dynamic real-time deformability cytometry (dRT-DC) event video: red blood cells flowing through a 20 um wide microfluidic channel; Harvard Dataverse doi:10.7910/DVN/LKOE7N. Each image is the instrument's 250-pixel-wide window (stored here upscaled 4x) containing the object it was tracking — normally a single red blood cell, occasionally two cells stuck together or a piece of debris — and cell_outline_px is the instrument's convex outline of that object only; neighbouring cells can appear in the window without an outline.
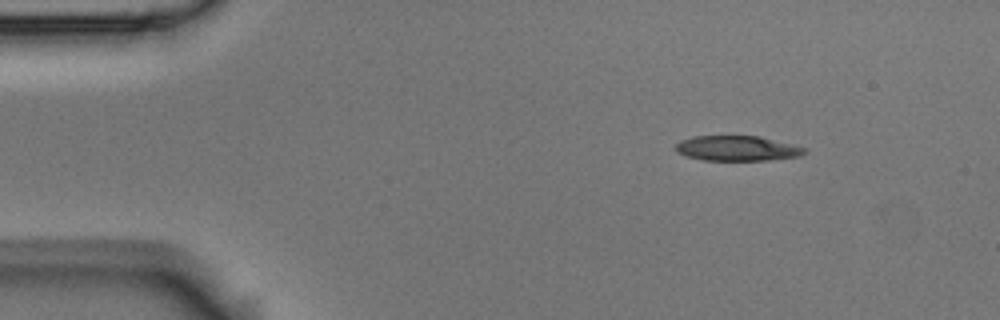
{"species": "Egyptian fruit bat (a non-hibernating species)", "species_latin": "Rousettus aegyptiacus", "temperature_condition": "room temperature", "stored_images_in_passage": 7, "camera_frame_rate_fps": 3000, "um_per_image_px": 0.085, "animal": {"sex": "male"}, "frame": {"image": 1, "passage_image": 1, "time_ms": 0.0, "image_size_px": [1000, 320], "cell_outline_px": [[808, 152], [800, 156], [768, 160], [704, 160], [688, 156], [676, 152], [676, 144], [680, 140], [692, 136], [760, 136], [808, 148]], "centroid_in_image_um": [62.69, 12.6], "position_along_channel_um": 22.3, "area_um2": 18.9}}
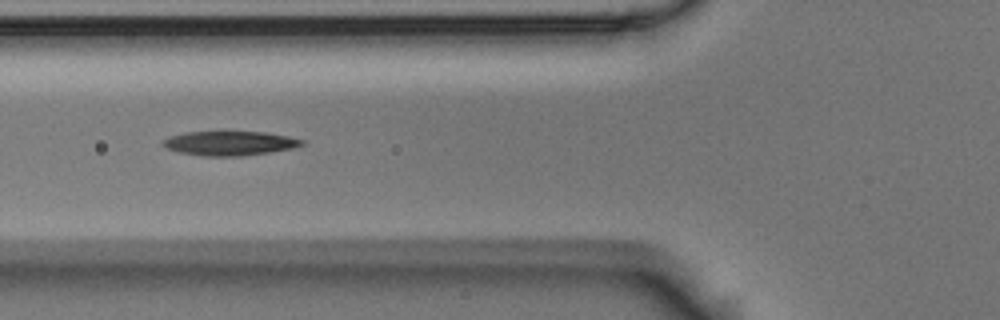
{"frame": {"image": 2, "passage_image": 5, "time_ms": 1.333, "image_size_px": [1000, 320], "cell_outline_px": [[304, 144], [292, 148], [268, 152], [240, 156], [200, 156], [180, 152], [164, 148], [160, 144], [160, 140], [168, 136], [184, 132], [264, 132], [288, 136], [304, 140]], "centroid_in_image_um": [19.43, 12.17], "position_along_channel_um": 106.4, "area_um2": 19.77}}
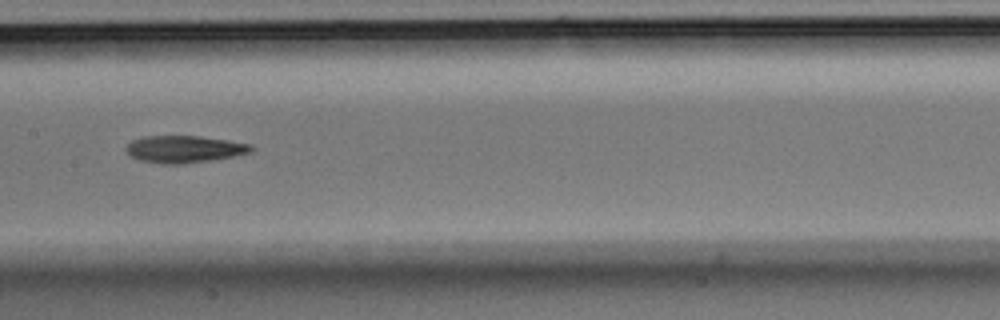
{"frame": {"image": 3, "passage_image": 7, "time_ms": 2.0, "image_size_px": [1000, 320], "cell_outline_px": [[256, 148], [252, 152], [212, 160], [184, 164], [160, 164], [140, 160], [132, 156], [124, 148], [132, 140], [144, 136], [200, 136], [228, 140], [252, 144]], "centroid_in_image_um": [15.7, 12.68], "position_along_channel_um": 191.7, "area_um2": 19.88}}